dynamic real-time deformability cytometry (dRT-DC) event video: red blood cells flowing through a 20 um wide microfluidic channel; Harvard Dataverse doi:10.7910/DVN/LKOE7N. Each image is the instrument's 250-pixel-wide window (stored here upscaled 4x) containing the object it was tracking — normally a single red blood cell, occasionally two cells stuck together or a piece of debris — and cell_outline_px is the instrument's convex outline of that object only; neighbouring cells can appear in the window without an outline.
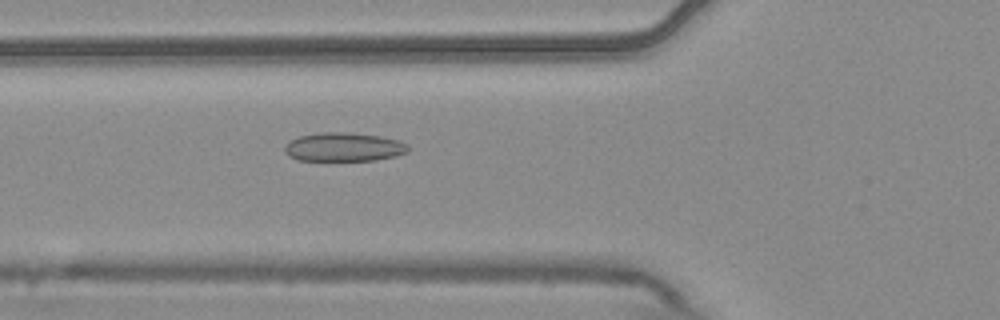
{"species": "common noctule bat (a hibernating species)", "species_latin": "Nyctalus noctula", "temperature_condition": "warm", "stored_images_in_passage": 5, "camera_frame_rate_fps": 3000, "um_per_image_px": 0.085, "animal": {"sex": "male", "body_mass_g": 20.4}, "frame": {"image": 1, "passage_image": 5, "time_ms": 1.333, "image_size_px": [1000, 320], "cell_outline_px": [[408, 152], [396, 156], [376, 160], [296, 160], [288, 156], [284, 152], [284, 148], [292, 140], [300, 136], [324, 132], [348, 132], [380, 136], [400, 140], [408, 144]], "centroid_in_image_um": [29.26, 12.5], "position_along_channel_um": 96.5, "area_um2": 20.69}}